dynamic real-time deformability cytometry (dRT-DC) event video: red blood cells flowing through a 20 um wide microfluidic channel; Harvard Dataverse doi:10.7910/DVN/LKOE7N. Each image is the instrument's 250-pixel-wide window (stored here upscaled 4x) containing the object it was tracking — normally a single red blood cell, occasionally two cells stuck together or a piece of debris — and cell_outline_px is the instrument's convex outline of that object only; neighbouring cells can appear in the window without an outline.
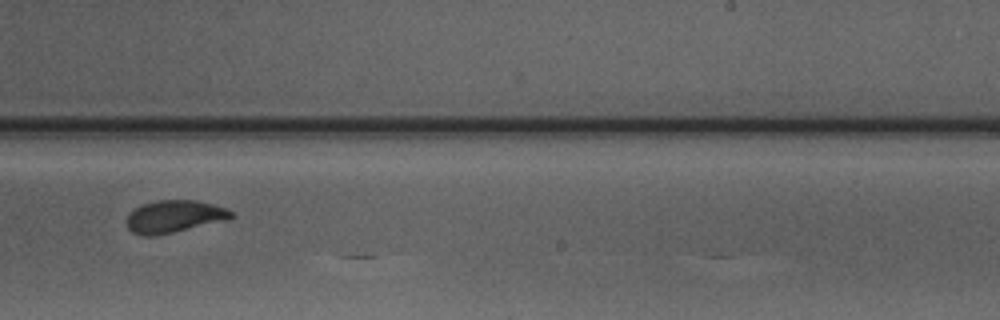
{"species": "Egyptian fruit bat (a non-hibernating species)", "species_latin": "Rousettus aegyptiacus", "temperature_condition": "warm", "stored_images_in_passage": 8, "camera_frame_rate_fps": 3000, "um_per_image_px": 0.085, "animal": {"sex": "male"}, "frame": {"image": 1, "passage_image": 7, "time_ms": 7.333, "image_size_px": [1000, 320], "cell_outline_px": [[236, 216], [224, 220], [172, 232], [152, 236], [144, 236], [132, 232], [128, 228], [128, 216], [136, 208], [144, 204], [156, 200], [192, 200], [212, 204], [224, 208], [232, 212]], "centroid_in_image_um": [14.8, 18.4], "position_along_channel_um": 274.2, "area_um2": 19.13}}
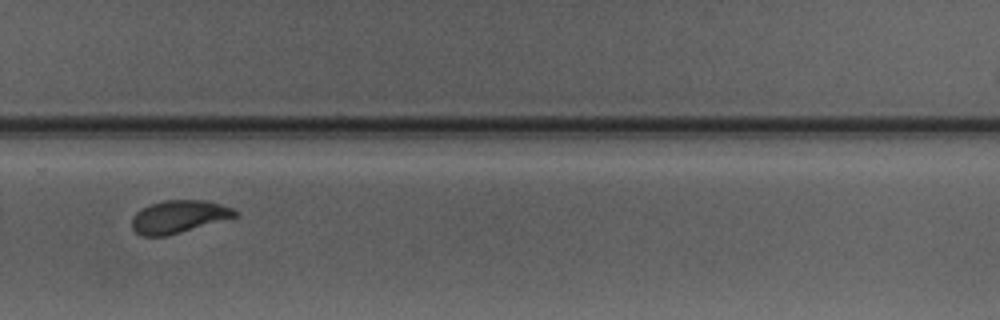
{"frame": {"image": 2, "passage_image": 8, "time_ms": 8.333, "image_size_px": [1000, 320], "cell_outline_px": [[236, 216], [180, 232], [164, 236], [140, 236], [132, 228], [132, 216], [136, 212], [152, 204], [164, 200], [204, 200], [220, 204], [232, 208], [236, 212]], "centroid_in_image_um": [15.14, 18.41], "position_along_channel_um": 314.7, "area_um2": 19.19}}